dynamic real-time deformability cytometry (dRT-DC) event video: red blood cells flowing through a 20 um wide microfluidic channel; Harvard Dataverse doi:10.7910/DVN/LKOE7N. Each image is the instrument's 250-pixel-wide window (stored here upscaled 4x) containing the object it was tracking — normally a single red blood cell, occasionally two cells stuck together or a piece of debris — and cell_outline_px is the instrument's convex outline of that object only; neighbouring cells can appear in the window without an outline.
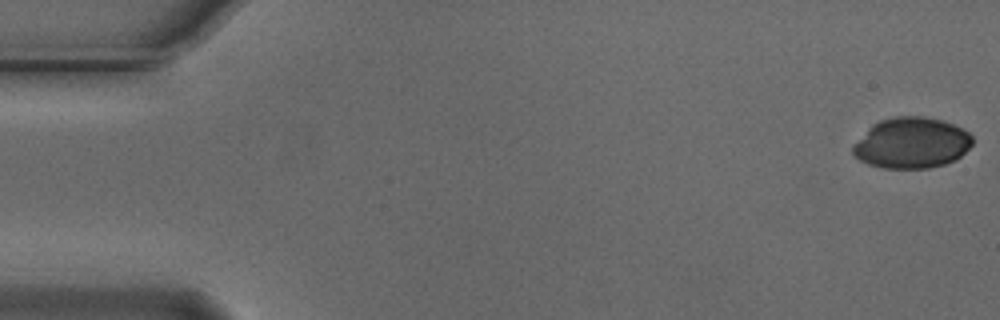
{"species": "Egyptian fruit bat (a non-hibernating species)", "species_latin": "Rousettus aegyptiacus", "temperature_condition": "cold", "stored_images_in_passage": 55, "camera_frame_rate_fps": 3000, "um_per_image_px": 0.085, "animal": {"sex": "male"}, "frame": {"image": 1, "passage_image": 1, "time_ms": 0.0, "image_size_px": [1000, 320], "cell_outline_px": [[972, 144], [956, 160], [944, 164], [928, 168], [884, 168], [868, 164], [860, 160], [852, 152], [852, 148], [868, 128], [872, 124], [880, 120], [896, 116], [924, 116], [944, 120], [968, 132], [972, 136]], "centroid_in_image_um": [77.49, 12.14], "position_along_channel_um": 7.5, "area_um2": 35.26}}